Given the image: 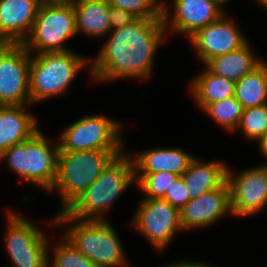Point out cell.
I'll use <instances>...</instances> for the list:
<instances>
[{
  "mask_svg": "<svg viewBox=\"0 0 267 267\" xmlns=\"http://www.w3.org/2000/svg\"><path fill=\"white\" fill-rule=\"evenodd\" d=\"M163 19L137 18L122 28L110 30L111 35L92 64V75L97 80L120 77L145 79L152 71V61L158 43L165 35L167 8L162 4Z\"/></svg>",
  "mask_w": 267,
  "mask_h": 267,
  "instance_id": "1",
  "label": "cell"
},
{
  "mask_svg": "<svg viewBox=\"0 0 267 267\" xmlns=\"http://www.w3.org/2000/svg\"><path fill=\"white\" fill-rule=\"evenodd\" d=\"M135 180L134 163L126 155L116 156L98 179L64 212L75 219L102 220L101 214Z\"/></svg>",
  "mask_w": 267,
  "mask_h": 267,
  "instance_id": "2",
  "label": "cell"
},
{
  "mask_svg": "<svg viewBox=\"0 0 267 267\" xmlns=\"http://www.w3.org/2000/svg\"><path fill=\"white\" fill-rule=\"evenodd\" d=\"M78 220L65 236L81 253L99 267L126 266L121 241L106 220H81L68 216L64 211L53 219L54 224ZM80 221V222H79Z\"/></svg>",
  "mask_w": 267,
  "mask_h": 267,
  "instance_id": "3",
  "label": "cell"
},
{
  "mask_svg": "<svg viewBox=\"0 0 267 267\" xmlns=\"http://www.w3.org/2000/svg\"><path fill=\"white\" fill-rule=\"evenodd\" d=\"M123 151L59 152L57 177L52 189L60 192L65 211Z\"/></svg>",
  "mask_w": 267,
  "mask_h": 267,
  "instance_id": "4",
  "label": "cell"
},
{
  "mask_svg": "<svg viewBox=\"0 0 267 267\" xmlns=\"http://www.w3.org/2000/svg\"><path fill=\"white\" fill-rule=\"evenodd\" d=\"M59 145L52 148L38 130L30 139L5 150L9 166L25 181L52 190L57 177Z\"/></svg>",
  "mask_w": 267,
  "mask_h": 267,
  "instance_id": "5",
  "label": "cell"
},
{
  "mask_svg": "<svg viewBox=\"0 0 267 267\" xmlns=\"http://www.w3.org/2000/svg\"><path fill=\"white\" fill-rule=\"evenodd\" d=\"M85 64L86 58L71 51L41 53L30 58L31 103L65 92Z\"/></svg>",
  "mask_w": 267,
  "mask_h": 267,
  "instance_id": "6",
  "label": "cell"
},
{
  "mask_svg": "<svg viewBox=\"0 0 267 267\" xmlns=\"http://www.w3.org/2000/svg\"><path fill=\"white\" fill-rule=\"evenodd\" d=\"M76 33L73 5L41 3L30 38L22 44L29 53L33 48L38 50L37 54L70 51L62 44Z\"/></svg>",
  "mask_w": 267,
  "mask_h": 267,
  "instance_id": "7",
  "label": "cell"
},
{
  "mask_svg": "<svg viewBox=\"0 0 267 267\" xmlns=\"http://www.w3.org/2000/svg\"><path fill=\"white\" fill-rule=\"evenodd\" d=\"M119 122L105 116H86L71 124L60 136L59 152L122 151Z\"/></svg>",
  "mask_w": 267,
  "mask_h": 267,
  "instance_id": "8",
  "label": "cell"
},
{
  "mask_svg": "<svg viewBox=\"0 0 267 267\" xmlns=\"http://www.w3.org/2000/svg\"><path fill=\"white\" fill-rule=\"evenodd\" d=\"M30 55L23 44L0 43V106L31 103Z\"/></svg>",
  "mask_w": 267,
  "mask_h": 267,
  "instance_id": "9",
  "label": "cell"
},
{
  "mask_svg": "<svg viewBox=\"0 0 267 267\" xmlns=\"http://www.w3.org/2000/svg\"><path fill=\"white\" fill-rule=\"evenodd\" d=\"M8 223L6 246L14 267H49L46 236L32 222L11 211Z\"/></svg>",
  "mask_w": 267,
  "mask_h": 267,
  "instance_id": "10",
  "label": "cell"
},
{
  "mask_svg": "<svg viewBox=\"0 0 267 267\" xmlns=\"http://www.w3.org/2000/svg\"><path fill=\"white\" fill-rule=\"evenodd\" d=\"M133 224L159 250L167 246L177 230H182L180 210L164 199H143Z\"/></svg>",
  "mask_w": 267,
  "mask_h": 267,
  "instance_id": "11",
  "label": "cell"
},
{
  "mask_svg": "<svg viewBox=\"0 0 267 267\" xmlns=\"http://www.w3.org/2000/svg\"><path fill=\"white\" fill-rule=\"evenodd\" d=\"M228 168L232 214L250 216L267 206V165L251 168L237 177Z\"/></svg>",
  "mask_w": 267,
  "mask_h": 267,
  "instance_id": "12",
  "label": "cell"
},
{
  "mask_svg": "<svg viewBox=\"0 0 267 267\" xmlns=\"http://www.w3.org/2000/svg\"><path fill=\"white\" fill-rule=\"evenodd\" d=\"M225 18L223 14L215 22L198 29L189 37L204 63L218 55L239 50L248 42L235 24Z\"/></svg>",
  "mask_w": 267,
  "mask_h": 267,
  "instance_id": "13",
  "label": "cell"
},
{
  "mask_svg": "<svg viewBox=\"0 0 267 267\" xmlns=\"http://www.w3.org/2000/svg\"><path fill=\"white\" fill-rule=\"evenodd\" d=\"M232 213L227 181L219 188L202 194L180 210L182 230L213 224L226 213Z\"/></svg>",
  "mask_w": 267,
  "mask_h": 267,
  "instance_id": "14",
  "label": "cell"
},
{
  "mask_svg": "<svg viewBox=\"0 0 267 267\" xmlns=\"http://www.w3.org/2000/svg\"><path fill=\"white\" fill-rule=\"evenodd\" d=\"M41 3V0H0V43L22 44L28 39Z\"/></svg>",
  "mask_w": 267,
  "mask_h": 267,
  "instance_id": "15",
  "label": "cell"
},
{
  "mask_svg": "<svg viewBox=\"0 0 267 267\" xmlns=\"http://www.w3.org/2000/svg\"><path fill=\"white\" fill-rule=\"evenodd\" d=\"M174 5L170 30L187 33L188 37L224 14L213 0H174Z\"/></svg>",
  "mask_w": 267,
  "mask_h": 267,
  "instance_id": "16",
  "label": "cell"
},
{
  "mask_svg": "<svg viewBox=\"0 0 267 267\" xmlns=\"http://www.w3.org/2000/svg\"><path fill=\"white\" fill-rule=\"evenodd\" d=\"M23 107L0 106V155L14 145L30 139L38 131L35 118Z\"/></svg>",
  "mask_w": 267,
  "mask_h": 267,
  "instance_id": "17",
  "label": "cell"
},
{
  "mask_svg": "<svg viewBox=\"0 0 267 267\" xmlns=\"http://www.w3.org/2000/svg\"><path fill=\"white\" fill-rule=\"evenodd\" d=\"M193 156L176 149H147L137 156L134 163L135 174H152L157 172L175 173L181 176L189 167ZM140 170V171H139Z\"/></svg>",
  "mask_w": 267,
  "mask_h": 267,
  "instance_id": "18",
  "label": "cell"
},
{
  "mask_svg": "<svg viewBox=\"0 0 267 267\" xmlns=\"http://www.w3.org/2000/svg\"><path fill=\"white\" fill-rule=\"evenodd\" d=\"M227 171L223 163H201L193 159L188 169L181 175L186 187L189 188L190 199L221 187L227 181Z\"/></svg>",
  "mask_w": 267,
  "mask_h": 267,
  "instance_id": "19",
  "label": "cell"
},
{
  "mask_svg": "<svg viewBox=\"0 0 267 267\" xmlns=\"http://www.w3.org/2000/svg\"><path fill=\"white\" fill-rule=\"evenodd\" d=\"M261 63L253 56L247 43L239 50L211 58L205 64L211 73L237 82Z\"/></svg>",
  "mask_w": 267,
  "mask_h": 267,
  "instance_id": "20",
  "label": "cell"
},
{
  "mask_svg": "<svg viewBox=\"0 0 267 267\" xmlns=\"http://www.w3.org/2000/svg\"><path fill=\"white\" fill-rule=\"evenodd\" d=\"M77 32L91 36H103L109 33L108 0H79L74 6Z\"/></svg>",
  "mask_w": 267,
  "mask_h": 267,
  "instance_id": "21",
  "label": "cell"
},
{
  "mask_svg": "<svg viewBox=\"0 0 267 267\" xmlns=\"http://www.w3.org/2000/svg\"><path fill=\"white\" fill-rule=\"evenodd\" d=\"M191 89L198 105L208 104L234 96L235 82L211 73L208 69L194 79Z\"/></svg>",
  "mask_w": 267,
  "mask_h": 267,
  "instance_id": "22",
  "label": "cell"
},
{
  "mask_svg": "<svg viewBox=\"0 0 267 267\" xmlns=\"http://www.w3.org/2000/svg\"><path fill=\"white\" fill-rule=\"evenodd\" d=\"M234 97L244 109L267 104V64L262 62L235 82Z\"/></svg>",
  "mask_w": 267,
  "mask_h": 267,
  "instance_id": "23",
  "label": "cell"
},
{
  "mask_svg": "<svg viewBox=\"0 0 267 267\" xmlns=\"http://www.w3.org/2000/svg\"><path fill=\"white\" fill-rule=\"evenodd\" d=\"M203 110H206L208 115L217 123L221 124V126H224L225 129L232 131L238 128L244 108L233 96L228 99L210 103Z\"/></svg>",
  "mask_w": 267,
  "mask_h": 267,
  "instance_id": "24",
  "label": "cell"
},
{
  "mask_svg": "<svg viewBox=\"0 0 267 267\" xmlns=\"http://www.w3.org/2000/svg\"><path fill=\"white\" fill-rule=\"evenodd\" d=\"M140 188L147 195L145 199H162L171 184L179 175L169 172H157L152 174H135Z\"/></svg>",
  "mask_w": 267,
  "mask_h": 267,
  "instance_id": "25",
  "label": "cell"
},
{
  "mask_svg": "<svg viewBox=\"0 0 267 267\" xmlns=\"http://www.w3.org/2000/svg\"><path fill=\"white\" fill-rule=\"evenodd\" d=\"M239 127L247 138L258 141L267 131V104L244 109Z\"/></svg>",
  "mask_w": 267,
  "mask_h": 267,
  "instance_id": "26",
  "label": "cell"
},
{
  "mask_svg": "<svg viewBox=\"0 0 267 267\" xmlns=\"http://www.w3.org/2000/svg\"><path fill=\"white\" fill-rule=\"evenodd\" d=\"M64 243L58 244L54 251L52 267H99L64 237Z\"/></svg>",
  "mask_w": 267,
  "mask_h": 267,
  "instance_id": "27",
  "label": "cell"
},
{
  "mask_svg": "<svg viewBox=\"0 0 267 267\" xmlns=\"http://www.w3.org/2000/svg\"><path fill=\"white\" fill-rule=\"evenodd\" d=\"M110 6L121 8L140 19H163L162 4L156 0H108Z\"/></svg>",
  "mask_w": 267,
  "mask_h": 267,
  "instance_id": "28",
  "label": "cell"
},
{
  "mask_svg": "<svg viewBox=\"0 0 267 267\" xmlns=\"http://www.w3.org/2000/svg\"><path fill=\"white\" fill-rule=\"evenodd\" d=\"M162 199L179 210L190 201L189 188L186 187L181 176L171 184Z\"/></svg>",
  "mask_w": 267,
  "mask_h": 267,
  "instance_id": "29",
  "label": "cell"
},
{
  "mask_svg": "<svg viewBox=\"0 0 267 267\" xmlns=\"http://www.w3.org/2000/svg\"><path fill=\"white\" fill-rule=\"evenodd\" d=\"M137 19L132 13L121 8L110 6L109 23L110 30L122 28L125 25L131 24Z\"/></svg>",
  "mask_w": 267,
  "mask_h": 267,
  "instance_id": "30",
  "label": "cell"
},
{
  "mask_svg": "<svg viewBox=\"0 0 267 267\" xmlns=\"http://www.w3.org/2000/svg\"><path fill=\"white\" fill-rule=\"evenodd\" d=\"M79 0H41L42 3L50 5H75Z\"/></svg>",
  "mask_w": 267,
  "mask_h": 267,
  "instance_id": "31",
  "label": "cell"
},
{
  "mask_svg": "<svg viewBox=\"0 0 267 267\" xmlns=\"http://www.w3.org/2000/svg\"><path fill=\"white\" fill-rule=\"evenodd\" d=\"M166 267H210V266L205 265L204 263L199 264V263H190V262L183 261V262L171 264L170 266H166Z\"/></svg>",
  "mask_w": 267,
  "mask_h": 267,
  "instance_id": "32",
  "label": "cell"
},
{
  "mask_svg": "<svg viewBox=\"0 0 267 267\" xmlns=\"http://www.w3.org/2000/svg\"><path fill=\"white\" fill-rule=\"evenodd\" d=\"M261 153L267 157V131L258 140Z\"/></svg>",
  "mask_w": 267,
  "mask_h": 267,
  "instance_id": "33",
  "label": "cell"
},
{
  "mask_svg": "<svg viewBox=\"0 0 267 267\" xmlns=\"http://www.w3.org/2000/svg\"><path fill=\"white\" fill-rule=\"evenodd\" d=\"M213 1L219 6V5H222L226 2H228L229 0H213Z\"/></svg>",
  "mask_w": 267,
  "mask_h": 267,
  "instance_id": "34",
  "label": "cell"
},
{
  "mask_svg": "<svg viewBox=\"0 0 267 267\" xmlns=\"http://www.w3.org/2000/svg\"><path fill=\"white\" fill-rule=\"evenodd\" d=\"M259 3H261L263 6L267 7V0H257Z\"/></svg>",
  "mask_w": 267,
  "mask_h": 267,
  "instance_id": "35",
  "label": "cell"
}]
</instances>
